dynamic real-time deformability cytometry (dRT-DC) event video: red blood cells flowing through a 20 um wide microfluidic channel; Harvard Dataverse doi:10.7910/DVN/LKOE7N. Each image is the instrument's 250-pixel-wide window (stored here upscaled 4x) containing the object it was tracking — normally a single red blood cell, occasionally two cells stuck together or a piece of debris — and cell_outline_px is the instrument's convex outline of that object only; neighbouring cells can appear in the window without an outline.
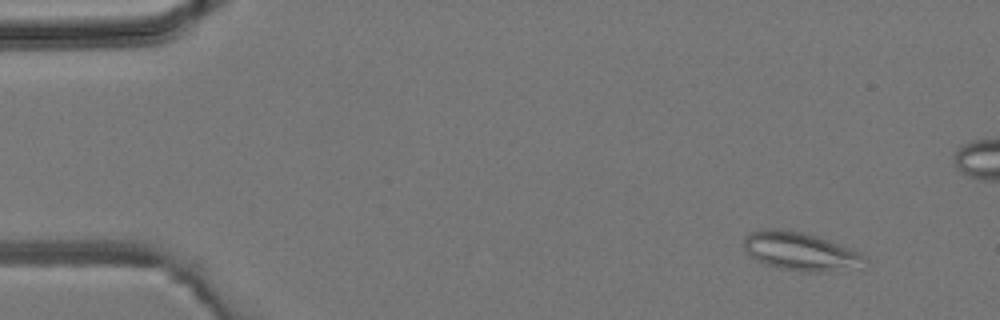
{"species": "common noctule bat (a hibernating species)", "species_latin": "Nyctalus noctula", "temperature_condition": "room temperature", "stored_images_in_passage": 4, "camera_frame_rate_fps": 3000, "um_per_image_px": 0.085, "animal": {"sex": "male", "body_mass_g": 19.2, "forearm_length_mm": 51.8}, "frame": {"image": 1, "passage_image": 1, "time_ms": 0.0, "image_size_px": [1000, 320], "cell_outline_px": [[868, 260], [824, 272], [800, 272], [780, 268], [764, 264], [756, 260], [744, 248], [744, 236], [752, 232], [768, 228], [780, 228], [804, 232], [828, 240], [860, 252]], "centroid_in_image_um": [67.91, 21.33], "position_along_channel_um": 17.1, "area_um2": 26.3}}